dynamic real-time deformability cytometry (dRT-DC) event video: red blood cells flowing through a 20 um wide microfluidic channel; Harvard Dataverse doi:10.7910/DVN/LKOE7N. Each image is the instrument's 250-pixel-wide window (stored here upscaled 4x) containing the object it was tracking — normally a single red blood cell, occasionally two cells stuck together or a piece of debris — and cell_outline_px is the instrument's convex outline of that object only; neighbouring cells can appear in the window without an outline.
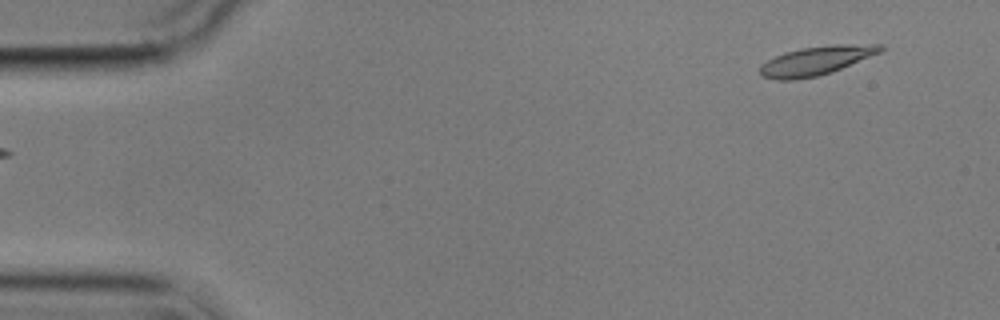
{"species": "common noctule bat (a hibernating species)", "species_latin": "Nyctalus noctula", "temperature_condition": "cold", "stored_images_in_passage": 6, "segment_of_instrument_passage": [2, 2], "camera_frame_rate_fps": 3000, "um_per_image_px": 0.085, "animal": {"sex": "male", "body_mass_g": 17.9}, "frame": {"image": 1, "passage_image": 6, "time_ms": 6.0, "image_size_px": [1000, 320], "cell_outline_px": [[884, 48], [880, 52], [832, 72], [816, 76], [796, 80], [776, 80], [760, 76], [760, 64], [784, 52], [800, 48], [836, 44], [884, 44]], "centroid_in_image_um": [69.35, 5.16], "position_along_channel_um": 15.7, "area_um2": 20.29}}